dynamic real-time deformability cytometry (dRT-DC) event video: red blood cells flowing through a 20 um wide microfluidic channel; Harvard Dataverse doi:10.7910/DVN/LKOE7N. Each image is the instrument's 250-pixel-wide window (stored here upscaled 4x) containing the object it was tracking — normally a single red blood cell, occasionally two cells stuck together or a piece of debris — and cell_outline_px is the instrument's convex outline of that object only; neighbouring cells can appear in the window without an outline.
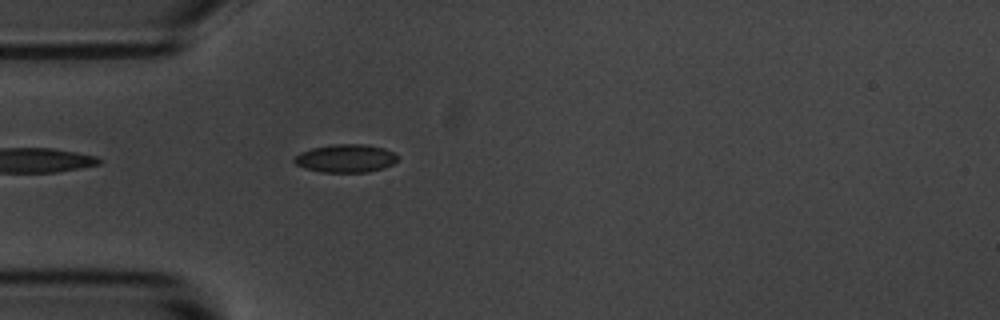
{"species": "common noctule bat (a hibernating species)", "species_latin": "Nyctalus noctula", "temperature_condition": "room temperature", "stored_images_in_passage": 1, "camera_frame_rate_fps": 3000, "um_per_image_px": 0.085, "animal": {"sex": "male", "body_mass_g": 20.1, "forearm_length_mm": 53.5}, "frame": {"image": 1, "passage_image": 1, "time_ms": 0.0, "image_size_px": [1000, 320], "cell_outline_px": [[400, 156], [392, 164], [384, 168], [368, 172], [320, 172], [304, 168], [296, 164], [292, 160], [300, 152], [312, 148], [332, 144], [364, 144], [384, 148]], "centroid_in_image_um": [29.38, 13.46], "position_along_channel_um": 55.6, "area_um2": 16.99}}